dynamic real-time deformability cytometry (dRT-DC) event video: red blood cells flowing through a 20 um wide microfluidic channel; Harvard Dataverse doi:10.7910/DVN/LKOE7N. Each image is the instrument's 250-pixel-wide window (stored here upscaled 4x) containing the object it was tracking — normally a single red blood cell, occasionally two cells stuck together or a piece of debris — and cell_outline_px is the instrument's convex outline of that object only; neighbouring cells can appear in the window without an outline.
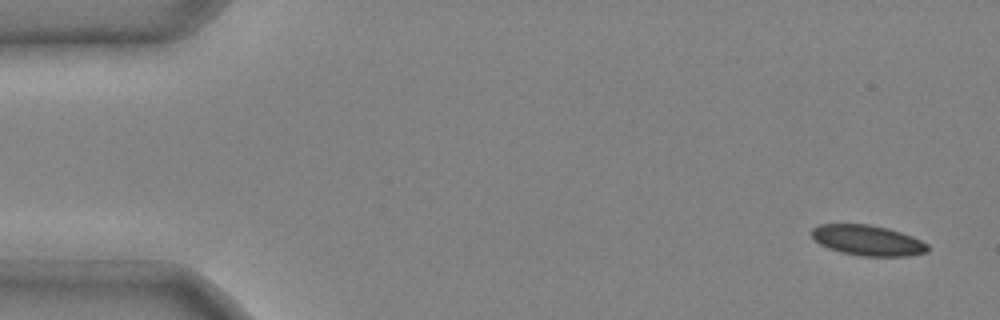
{"species": "common noctule bat (a hibernating species)", "species_latin": "Nyctalus noctula", "temperature_condition": "cold", "stored_images_in_passage": 4, "camera_frame_rate_fps": 3000, "um_per_image_px": 0.085, "animal": {"sex": "male", "body_mass_g": 20.4}, "frame": {"image": 1, "passage_image": 1, "time_ms": 0.0, "image_size_px": [1000, 320], "cell_outline_px": [[928, 252], [908, 256], [864, 256], [840, 252], [828, 248], [820, 244], [812, 236], [812, 228], [820, 224], [868, 224], [888, 228], [912, 236], [928, 244]], "centroid_in_image_um": [73.76, 20.43], "position_along_channel_um": 11.2, "area_um2": 20.52}}
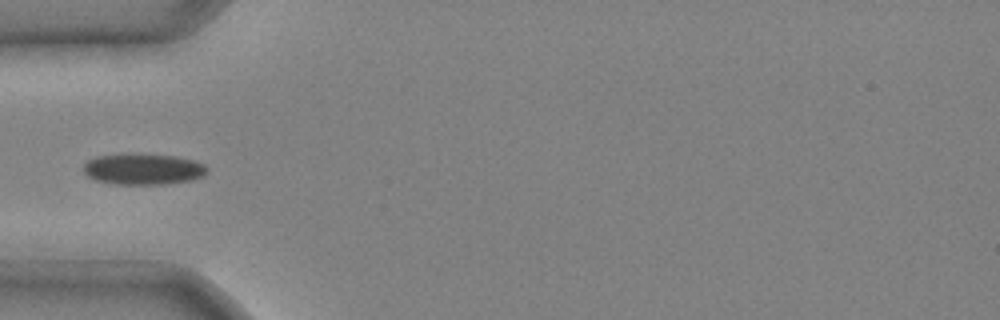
{"frame": {"image": 2, "passage_image": 4, "time_ms": 1.0, "image_size_px": [1000, 320], "cell_outline_px": [[208, 168], [204, 176], [192, 180], [164, 184], [112, 184], [96, 180], [88, 176], [84, 172], [84, 164], [88, 160], [96, 156], [120, 152], [136, 152], [176, 156], [192, 160], [204, 164]], "centroid_in_image_um": [12.14, 14.34], "position_along_channel_um": 72.9, "area_um2": 23.0}}